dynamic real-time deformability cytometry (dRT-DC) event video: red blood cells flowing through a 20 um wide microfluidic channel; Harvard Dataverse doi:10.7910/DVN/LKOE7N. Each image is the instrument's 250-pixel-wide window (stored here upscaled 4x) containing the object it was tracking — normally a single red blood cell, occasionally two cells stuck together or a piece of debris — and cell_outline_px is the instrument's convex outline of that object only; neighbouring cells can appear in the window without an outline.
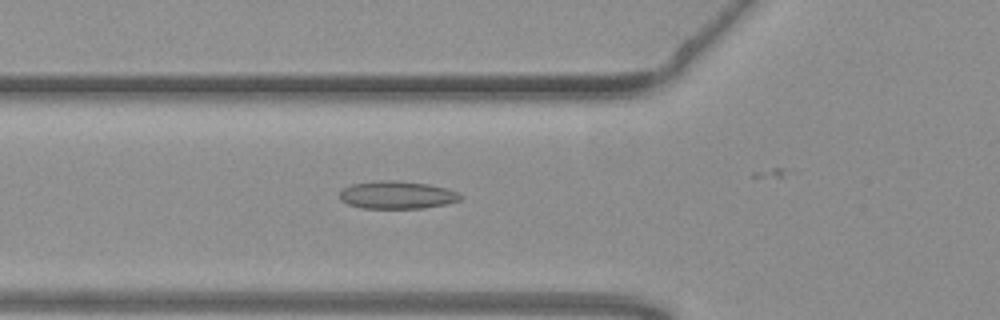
{"species": "common noctule bat (a hibernating species)", "species_latin": "Nyctalus noctula", "temperature_condition": "warm", "stored_images_in_passage": 31, "camera_frame_rate_fps": 3000, "um_per_image_px": 0.085, "animal": {"sex": "female", "body_mass_g": 19.3, "forearm_length_mm": 54.1}, "frame": {"image": 1, "passage_image": 20, "time_ms": 6.333, "image_size_px": [1000, 320], "cell_outline_px": [[464, 196], [460, 200], [448, 204], [424, 208], [364, 208], [348, 204], [340, 200], [340, 192], [344, 188], [352, 184], [376, 180], [392, 180], [428, 184], [444, 188], [456, 192]], "centroid_in_image_um": [33.75, 16.57], "position_along_channel_um": 92.0, "area_um2": 19.48}}
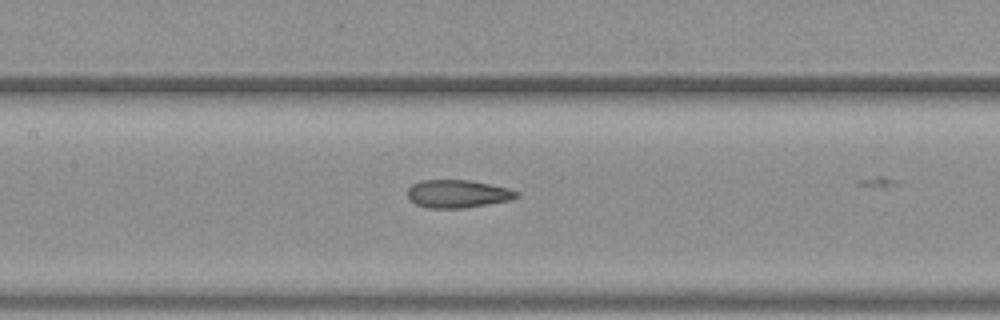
{"frame": {"image": 2, "passage_image": 26, "time_ms": 8.333, "image_size_px": [1000, 320], "cell_outline_px": [[520, 196], [512, 200], [464, 208], [428, 208], [416, 204], [408, 200], [408, 188], [412, 184], [420, 180], [468, 180], [492, 184], [508, 188], [520, 192]], "centroid_in_image_um": [38.92, 16.47], "position_along_channel_um": 168.5, "area_um2": 17.98}}
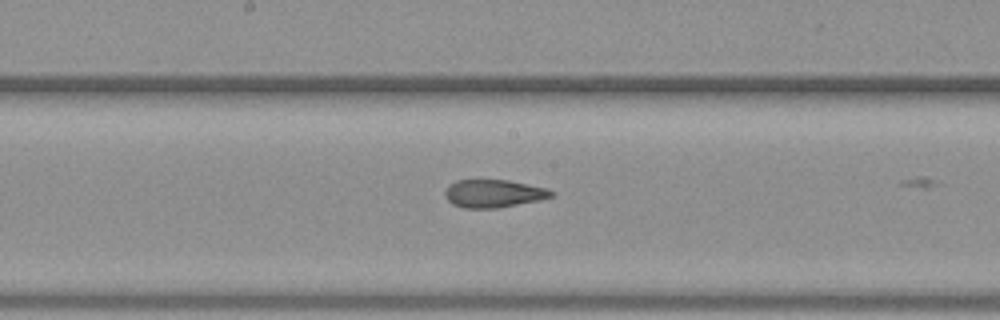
{"frame": {"image": 3, "passage_image": 29, "time_ms": 9.333, "image_size_px": [1000, 320], "cell_outline_px": [[556, 192], [552, 196], [540, 200], [496, 208], [464, 208], [452, 204], [444, 196], [444, 192], [448, 184], [456, 180], [508, 180], [548, 188]], "centroid_in_image_um": [41.94, 16.44], "position_along_channel_um": 206.3, "area_um2": 17.4}}